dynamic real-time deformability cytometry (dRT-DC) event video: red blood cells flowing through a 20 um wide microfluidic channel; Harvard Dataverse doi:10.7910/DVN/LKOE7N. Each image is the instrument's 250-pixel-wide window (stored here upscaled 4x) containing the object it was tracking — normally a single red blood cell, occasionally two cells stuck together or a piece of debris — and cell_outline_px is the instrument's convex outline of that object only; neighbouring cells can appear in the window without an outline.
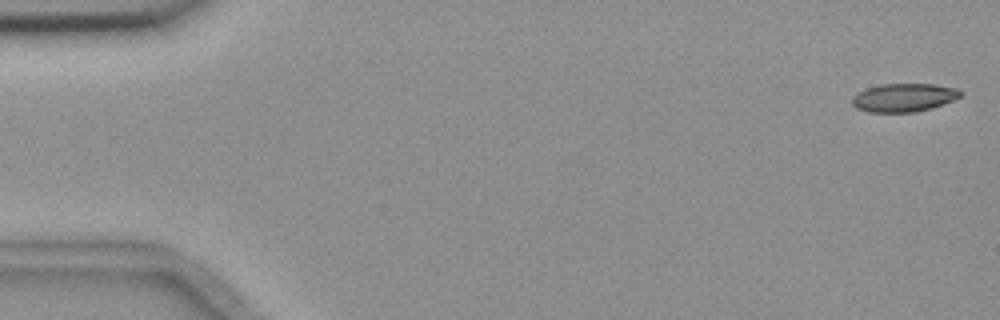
{"species": "common noctule bat (a hibernating species)", "species_latin": "Nyctalus noctula", "temperature_condition": "room temperature", "stored_images_in_passage": 5, "camera_frame_rate_fps": 3000, "um_per_image_px": 0.085, "animal": {"sex": "female", "body_mass_g": 18.4}, "frame": {"image": 1, "passage_image": 1, "time_ms": 0.0, "image_size_px": [1000, 320], "cell_outline_px": [[964, 96], [932, 108], [916, 112], [868, 112], [856, 108], [852, 104], [852, 96], [868, 88], [884, 84], [932, 84], [956, 88], [964, 92]], "centroid_in_image_um": [76.87, 8.3], "position_along_channel_um": 8.1, "area_um2": 17.92}}
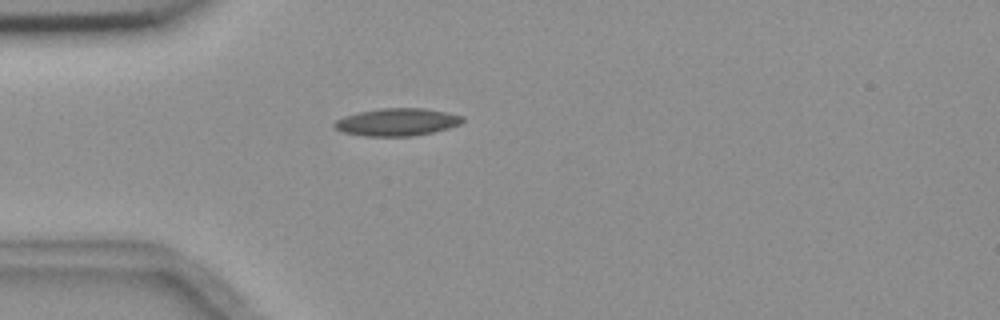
{"frame": {"image": 2, "passage_image": 5, "time_ms": 4.667, "image_size_px": [1000, 320], "cell_outline_px": [[464, 120], [460, 124], [448, 128], [432, 132], [412, 136], [364, 136], [340, 132], [332, 124], [336, 120], [344, 116], [360, 112], [384, 108], [424, 108], [448, 112], [464, 116]], "centroid_in_image_um": [33.75, 10.38], "position_along_channel_um": 51.2, "area_um2": 20.58}}